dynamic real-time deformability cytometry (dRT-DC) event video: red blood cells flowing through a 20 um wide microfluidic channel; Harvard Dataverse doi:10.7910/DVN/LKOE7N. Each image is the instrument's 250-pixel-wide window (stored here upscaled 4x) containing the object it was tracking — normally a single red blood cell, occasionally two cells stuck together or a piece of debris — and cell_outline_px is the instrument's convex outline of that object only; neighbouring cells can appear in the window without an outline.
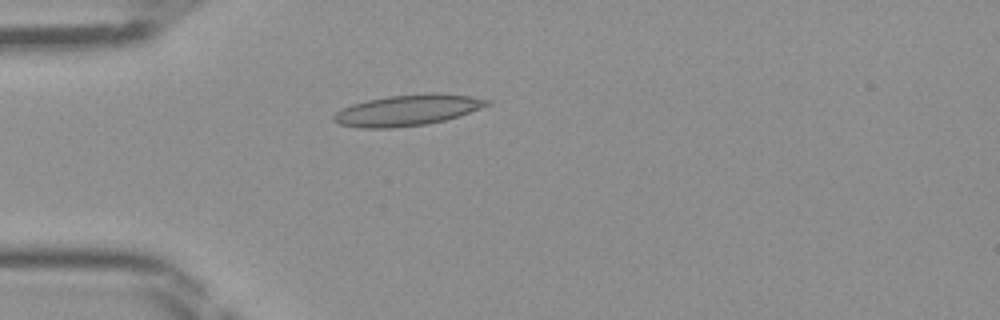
{"species": "Egyptian fruit bat (a non-hibernating species)", "species_latin": "Rousettus aegyptiacus", "temperature_condition": "room temperature", "stored_images_in_passage": 46, "camera_frame_rate_fps": 3000, "um_per_image_px": 0.085, "frame": {"image": 1, "passage_image": 13, "time_ms": 4.0, "image_size_px": [1000, 320], "cell_outline_px": [[492, 104], [444, 120], [428, 124], [392, 128], [356, 128], [340, 124], [332, 120], [332, 116], [336, 112], [352, 104], [368, 100], [388, 96], [428, 92], [432, 92], [472, 96], [492, 100]], "centroid_in_image_um": [34.64, 9.36], "position_along_channel_um": 50.4, "area_um2": 27.74}}
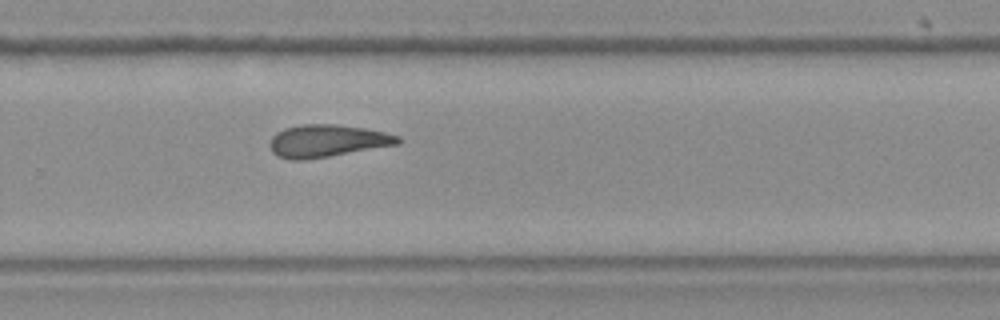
{"frame": {"image": 2, "passage_image": 31, "time_ms": 10.0, "image_size_px": [1000, 320], "cell_outline_px": [[404, 140], [400, 144], [304, 160], [288, 160], [276, 156], [272, 152], [268, 144], [272, 136], [276, 132], [284, 128], [300, 124], [336, 124], [364, 128], [384, 132], [400, 136]], "centroid_in_image_um": [27.78, 11.97], "position_along_channel_um": 302.0, "area_um2": 24.45}}
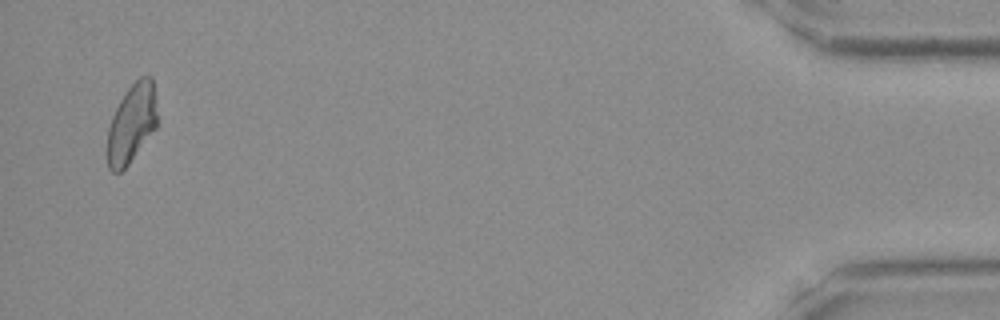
{"frame": {"image": 3, "passage_image": 45, "time_ms": 14.667, "image_size_px": [1000, 320], "cell_outline_px": [[156, 128], [128, 164], [120, 172], [112, 172], [108, 168], [108, 128], [112, 116], [124, 92], [140, 76], [152, 76], [156, 96]], "centroid_in_image_um": [11.2, 10.46], "position_along_channel_um": 424.0, "area_um2": 22.77}}